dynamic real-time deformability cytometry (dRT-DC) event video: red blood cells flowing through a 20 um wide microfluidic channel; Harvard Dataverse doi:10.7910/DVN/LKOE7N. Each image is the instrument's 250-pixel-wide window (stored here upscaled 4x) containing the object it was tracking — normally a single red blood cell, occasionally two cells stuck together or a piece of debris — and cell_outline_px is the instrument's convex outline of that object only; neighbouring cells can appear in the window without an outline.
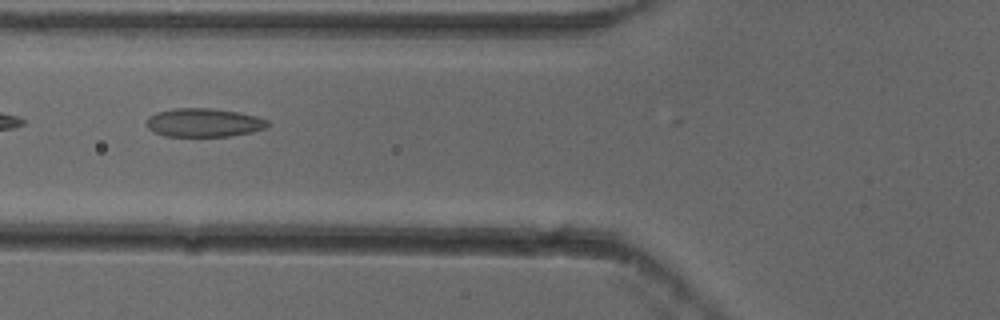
{"species": "common noctule bat (a hibernating species)", "species_latin": "Nyctalus noctula", "temperature_condition": "cold", "stored_images_in_passage": 12, "camera_frame_rate_fps": 3000, "um_per_image_px": 0.085, "animal": {"sex": "female"}, "frame": {"image": 1, "passage_image": 4, "time_ms": 1.0, "image_size_px": [1000, 320], "cell_outline_px": [[268, 128], [252, 132], [228, 136], [164, 136], [152, 132], [144, 124], [148, 116], [156, 112], [176, 108], [212, 108], [240, 112], [256, 116], [268, 120]], "centroid_in_image_um": [17.29, 10.42], "position_along_channel_um": 108.5, "area_um2": 20.46}}
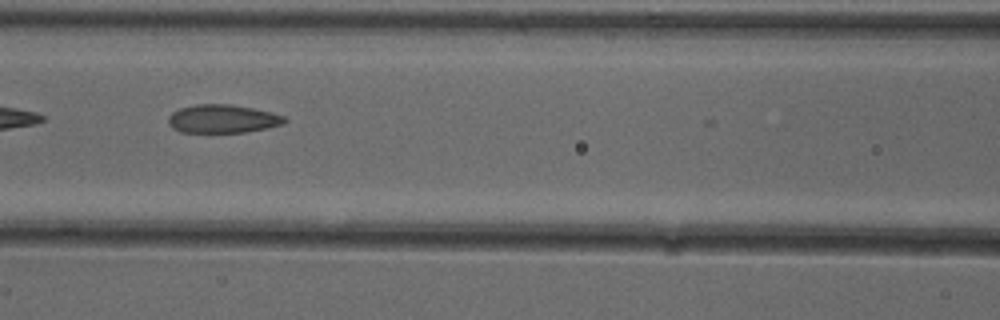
{"frame": {"image": 2, "passage_image": 7, "time_ms": 2.0, "image_size_px": [1000, 320], "cell_outline_px": [[288, 120], [284, 124], [244, 132], [180, 132], [172, 128], [168, 124], [168, 116], [172, 112], [180, 108], [196, 104], [228, 104], [252, 108], [284, 116]], "centroid_in_image_um": [18.88, 10.1], "position_along_channel_um": 147.7, "area_um2": 19.07}}
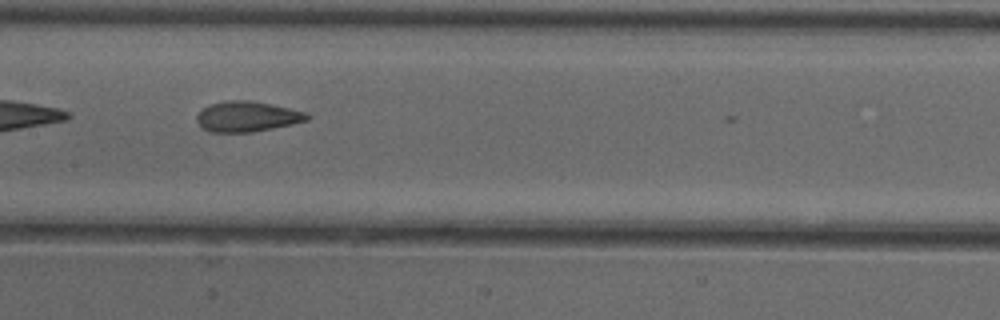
{"frame": {"image": 3, "passage_image": 10, "time_ms": 3.0, "image_size_px": [1000, 320], "cell_outline_px": [[312, 116], [308, 120], [292, 124], [252, 132], [208, 132], [196, 120], [196, 116], [204, 108], [212, 104], [224, 100], [248, 100], [292, 108], [304, 112]], "centroid_in_image_um": [21.03, 9.9], "position_along_channel_um": 186.4, "area_um2": 19.42}}